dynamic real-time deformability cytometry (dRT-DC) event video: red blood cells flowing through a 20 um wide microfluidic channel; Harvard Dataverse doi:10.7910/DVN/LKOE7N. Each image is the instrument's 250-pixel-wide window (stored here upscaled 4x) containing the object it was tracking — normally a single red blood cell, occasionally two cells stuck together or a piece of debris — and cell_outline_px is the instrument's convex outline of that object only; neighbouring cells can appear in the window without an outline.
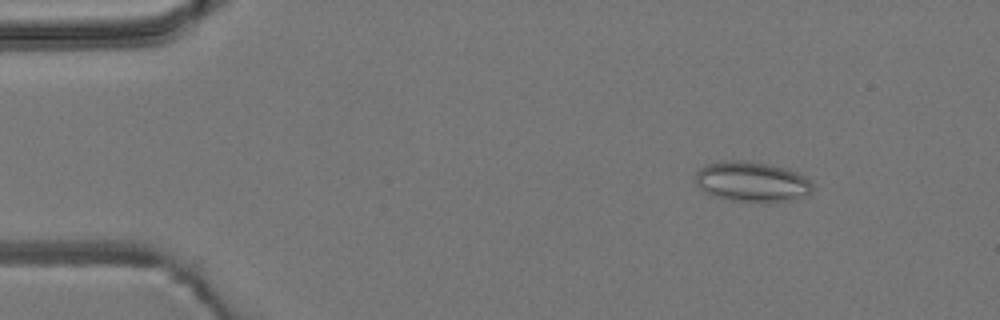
{"species": "common noctule bat (a hibernating species)", "species_latin": "Nyctalus noctula", "temperature_condition": "room temperature", "stored_images_in_passage": 5, "camera_frame_rate_fps": 3000, "um_per_image_px": 0.085, "animal": {"sex": "male", "body_mass_g": 19.2, "forearm_length_mm": 51.8}, "frame": {"image": 1, "passage_image": 2, "time_ms": 1.333, "image_size_px": [1000, 320], "cell_outline_px": [[812, 192], [796, 200], [732, 200], [712, 196], [704, 192], [696, 184], [696, 172], [700, 168], [708, 164], [764, 164], [784, 168], [796, 172], [804, 176], [812, 184]], "centroid_in_image_um": [63.93, 15.5], "position_along_channel_um": 21.1, "area_um2": 25.78}}